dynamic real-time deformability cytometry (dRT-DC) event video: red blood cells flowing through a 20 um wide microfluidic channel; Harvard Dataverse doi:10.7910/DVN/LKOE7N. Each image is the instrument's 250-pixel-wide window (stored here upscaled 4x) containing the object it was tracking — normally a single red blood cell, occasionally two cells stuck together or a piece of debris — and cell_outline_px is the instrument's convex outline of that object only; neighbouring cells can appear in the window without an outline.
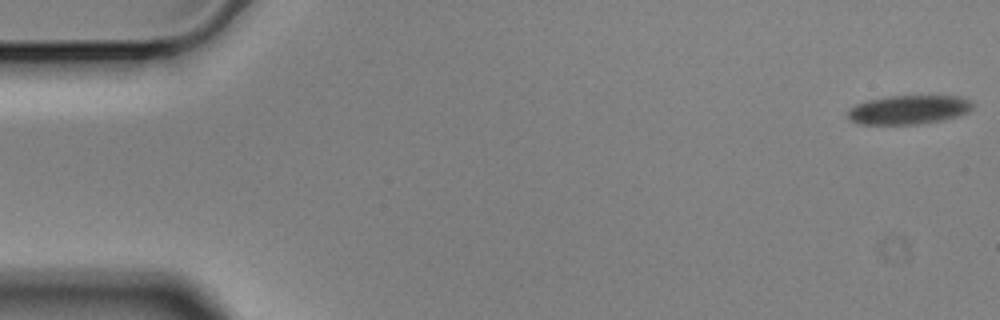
{"species": "Egyptian fruit bat (a non-hibernating species)", "species_latin": "Rousettus aegyptiacus", "temperature_condition": "cold", "stored_images_in_passage": 57, "camera_frame_rate_fps": 3000, "um_per_image_px": 0.085, "animal": {"sex": "male"}, "frame": {"image": 1, "passage_image": 1, "time_ms": 0.0, "image_size_px": [1000, 320], "cell_outline_px": [[972, 108], [968, 112], [956, 116], [940, 120], [916, 124], [860, 124], [852, 120], [848, 116], [848, 112], [856, 104], [868, 100], [888, 96], [960, 96], [968, 100], [972, 104]], "centroid_in_image_um": [77.23, 9.32], "position_along_channel_um": 7.8, "area_um2": 20.69}}
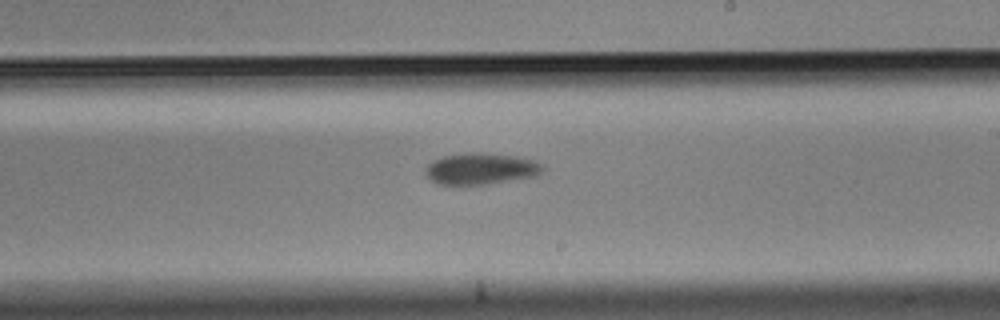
{"frame": {"image": 2, "passage_image": 33, "time_ms": 10.667, "image_size_px": [1000, 320], "cell_outline_px": [[544, 168], [536, 176], [488, 184], [440, 184], [432, 180], [424, 172], [424, 168], [432, 160], [444, 156], [476, 152], [484, 152], [516, 156], [532, 160], [544, 164]], "centroid_in_image_um": [40.88, 14.33], "position_along_channel_um": 248.1, "area_um2": 21.39}}
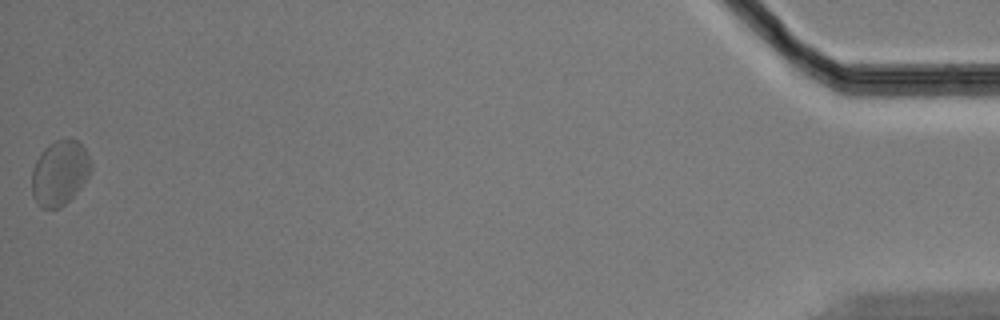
{"frame": {"image": 3, "passage_image": 57, "time_ms": 18.667, "image_size_px": [1000, 320], "cell_outline_px": [[92, 168], [88, 176], [80, 188], [60, 208], [40, 208], [36, 204], [32, 196], [32, 172], [36, 160], [40, 152], [48, 144], [56, 140], [68, 136], [76, 140], [84, 148], [92, 160]], "centroid_in_image_um": [5.07, 14.67], "position_along_channel_um": 430.1, "area_um2": 22.66}}